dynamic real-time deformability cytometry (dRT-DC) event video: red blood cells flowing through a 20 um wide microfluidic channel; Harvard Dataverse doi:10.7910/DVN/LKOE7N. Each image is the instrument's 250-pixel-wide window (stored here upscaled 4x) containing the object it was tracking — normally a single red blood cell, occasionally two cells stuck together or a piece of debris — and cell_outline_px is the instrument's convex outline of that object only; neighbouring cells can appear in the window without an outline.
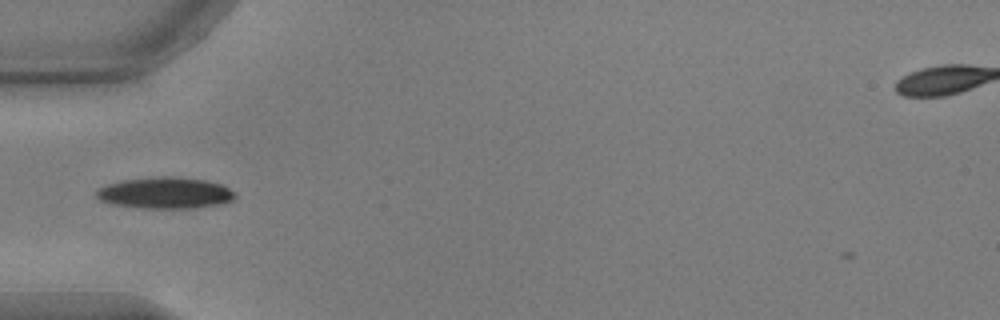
{"species": "common noctule bat (a hibernating species)", "species_latin": "Nyctalus noctula", "temperature_condition": "warm", "stored_images_in_passage": 39, "camera_frame_rate_fps": 3000, "um_per_image_px": 0.085, "animal": {"sex": "male", "body_mass_g": 17.9, "forearm_length_mm": 54.2}, "frame": {"image": 1, "passage_image": 2, "time_ms": 0.333, "image_size_px": [1000, 320], "cell_outline_px": [[236, 200], [224, 204], [192, 208], [140, 208], [112, 204], [100, 200], [96, 196], [96, 192], [100, 188], [108, 184], [124, 180], [160, 176], [172, 176], [204, 180], [224, 184], [236, 192]], "centroid_in_image_um": [14.13, 16.4], "position_along_channel_um": 70.9, "area_um2": 25.61}}
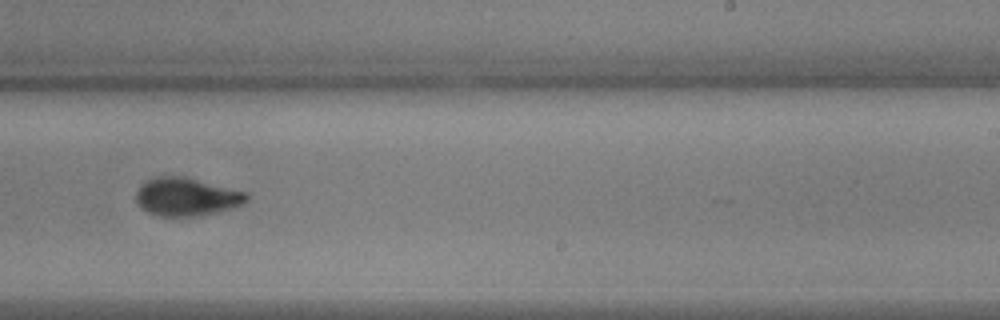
{"frame": {"image": 2, "passage_image": 18, "time_ms": 5.667, "image_size_px": [1000, 320], "cell_outline_px": [[248, 200], [244, 204], [236, 208], [204, 216], [156, 216], [140, 208], [136, 200], [136, 192], [140, 184], [144, 180], [156, 176], [184, 176], [248, 192]], "centroid_in_image_um": [15.87, 16.74], "position_along_channel_um": 273.1, "area_um2": 25.26}}
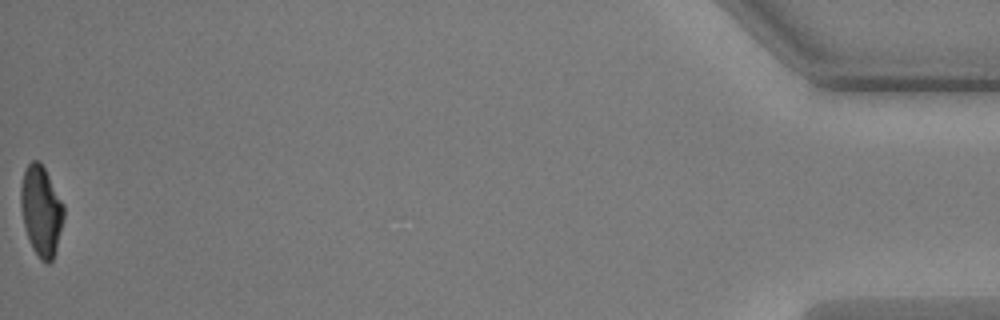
{"frame": {"image": 3, "passage_image": 38, "time_ms": 12.333, "image_size_px": [1000, 320], "cell_outline_px": [[64, 216], [56, 248], [52, 260], [48, 264], [40, 260], [32, 248], [24, 224], [20, 208], [20, 184], [24, 172], [28, 164], [32, 160], [40, 160], [64, 204]], "centroid_in_image_um": [3.49, 17.89], "position_along_channel_um": 431.7, "area_um2": 22.54}}